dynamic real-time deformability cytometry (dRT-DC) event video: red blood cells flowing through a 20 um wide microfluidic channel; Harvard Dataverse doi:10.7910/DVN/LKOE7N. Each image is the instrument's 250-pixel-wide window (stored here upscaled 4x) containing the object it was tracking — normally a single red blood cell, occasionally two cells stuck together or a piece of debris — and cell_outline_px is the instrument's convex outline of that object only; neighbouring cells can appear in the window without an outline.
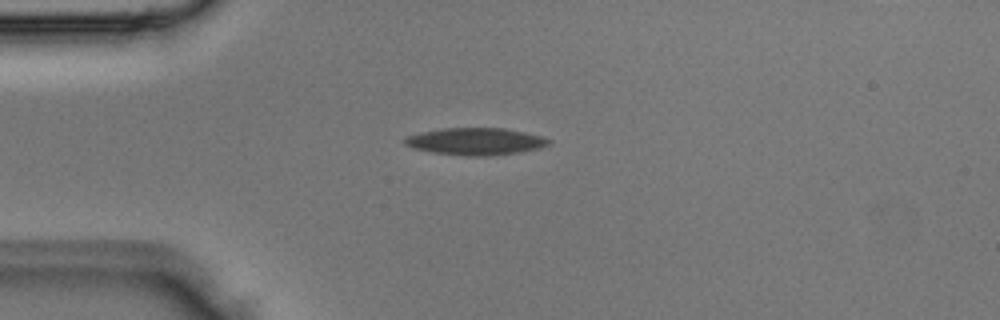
{"species": "Egyptian fruit bat (a non-hibernating species)", "species_latin": "Rousettus aegyptiacus", "temperature_condition": "room temperature", "stored_images_in_passage": 2, "camera_frame_rate_fps": 3000, "um_per_image_px": 0.085, "animal": {"sex": "male"}, "frame": {"image": 1, "passage_image": 1, "time_ms": 0.0, "image_size_px": [1000, 320], "cell_outline_px": [[552, 140], [548, 144], [540, 148], [520, 152], [488, 156], [464, 156], [432, 152], [412, 148], [404, 144], [404, 136], [420, 132], [440, 128], [504, 128], [544, 136]], "centroid_in_image_um": [40.4, 12.02], "position_along_channel_um": 44.6, "area_um2": 23.0}}
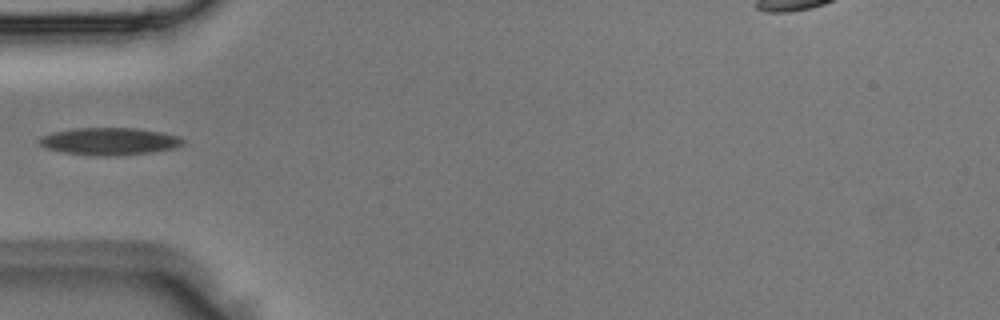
{"frame": {"image": 2, "passage_image": 2, "time_ms": 0.333, "image_size_px": [1000, 320], "cell_outline_px": [[184, 144], [172, 148], [152, 152], [112, 156], [100, 156], [64, 152], [44, 148], [36, 140], [40, 136], [52, 132], [72, 128], [136, 128], [160, 132], [180, 136], [184, 140]], "centroid_in_image_um": [9.26, 12.0], "position_along_channel_um": 75.7, "area_um2": 22.95}}